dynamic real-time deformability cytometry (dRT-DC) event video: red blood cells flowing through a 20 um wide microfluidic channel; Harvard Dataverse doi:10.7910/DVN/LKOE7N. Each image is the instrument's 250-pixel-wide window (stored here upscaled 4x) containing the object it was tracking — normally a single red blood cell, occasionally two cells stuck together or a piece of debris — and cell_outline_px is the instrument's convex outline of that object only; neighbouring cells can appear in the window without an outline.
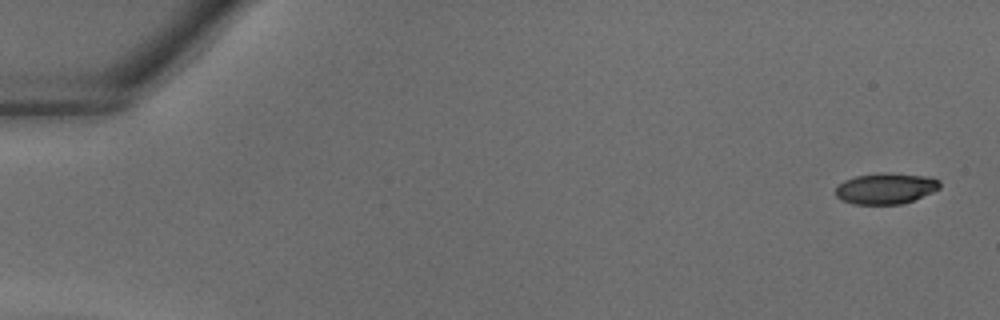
{"species": "common noctule bat (a hibernating species)", "species_latin": "Nyctalus noctula", "temperature_condition": "warm", "stored_images_in_passage": 10, "camera_frame_rate_fps": 3000, "um_per_image_px": 0.085, "animal": {"sex": "male", "body_mass_g": 18.8}, "frame": {"image": 1, "passage_image": 1, "time_ms": 0.0, "image_size_px": [1000, 320], "cell_outline_px": [[940, 188], [932, 192], [912, 200], [900, 204], [852, 204], [840, 200], [836, 196], [836, 184], [844, 180], [856, 176], [880, 172], [884, 172], [932, 176], [940, 180]], "centroid_in_image_um": [75.27, 16.0], "position_along_channel_um": 9.7, "area_um2": 19.07}}